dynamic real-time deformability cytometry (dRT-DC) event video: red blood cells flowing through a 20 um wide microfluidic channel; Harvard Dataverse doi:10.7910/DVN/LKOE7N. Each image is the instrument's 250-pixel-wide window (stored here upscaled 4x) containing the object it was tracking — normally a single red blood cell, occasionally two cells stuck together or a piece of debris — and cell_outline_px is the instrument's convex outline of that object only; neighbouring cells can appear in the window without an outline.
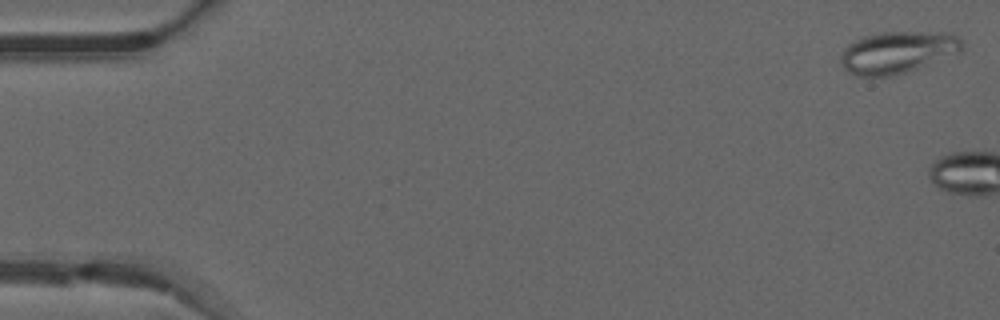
{"species": "common noctule bat (a hibernating species)", "species_latin": "Nyctalus noctula", "temperature_condition": "warm", "stored_images_in_passage": 4, "camera_frame_rate_fps": 3000, "um_per_image_px": 0.085, "animal": {"sex": "male", "forearm_length_mm": 52.5}, "frame": {"image": 1, "passage_image": 1, "time_ms": 0.0, "image_size_px": [1000, 320], "cell_outline_px": [[964, 48], [960, 52], [916, 68], [904, 72], [888, 76], [856, 76], [848, 72], [844, 68], [840, 60], [840, 56], [844, 48], [848, 44], [864, 36], [880, 32], [944, 32], [956, 36], [964, 40]], "centroid_in_image_um": [76.28, 4.43], "position_along_channel_um": 8.7, "area_um2": 29.54}}